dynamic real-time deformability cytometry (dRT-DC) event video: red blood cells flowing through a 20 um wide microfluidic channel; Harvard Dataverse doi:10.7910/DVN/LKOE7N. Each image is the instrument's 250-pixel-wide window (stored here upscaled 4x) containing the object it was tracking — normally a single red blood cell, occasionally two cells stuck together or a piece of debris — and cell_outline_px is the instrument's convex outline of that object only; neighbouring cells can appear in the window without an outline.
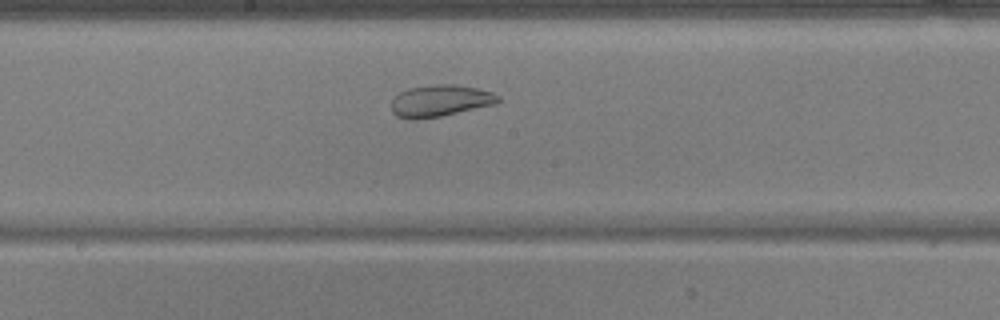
{"species": "common noctule bat (a hibernating species)", "species_latin": "Nyctalus noctula", "temperature_condition": "warm", "stored_images_in_passage": 45, "camera_frame_rate_fps": 3000, "um_per_image_px": 0.085, "animal": {"sex": "male", "body_mass_g": 17.9, "forearm_length_mm": 54.2}, "frame": {"image": 1, "passage_image": 20, "time_ms": 6.333, "image_size_px": [1000, 320], "cell_outline_px": [[500, 100], [496, 104], [440, 116], [416, 120], [408, 120], [396, 116], [392, 112], [392, 100], [400, 92], [408, 88], [436, 84], [456, 84], [476, 88], [492, 92], [500, 96]], "centroid_in_image_um": [37.4, 8.57], "position_along_channel_um": 210.8, "area_um2": 19.83}}
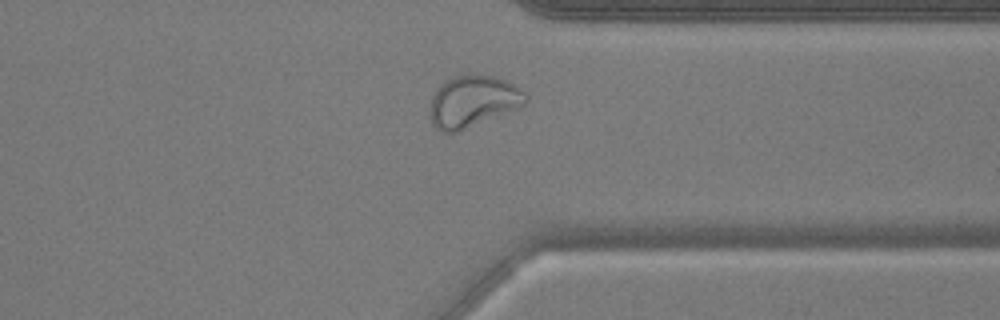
{"frame": {"image": 2, "passage_image": 33, "time_ms": 10.667, "image_size_px": [1000, 320], "cell_outline_px": [[528, 100], [524, 104], [460, 132], [440, 132], [432, 124], [428, 116], [432, 96], [436, 88], [444, 80], [452, 76], [492, 76], [504, 80], [520, 88], [528, 96]], "centroid_in_image_um": [40.12, 8.64], "position_along_channel_um": 371.3, "area_um2": 28.61}}
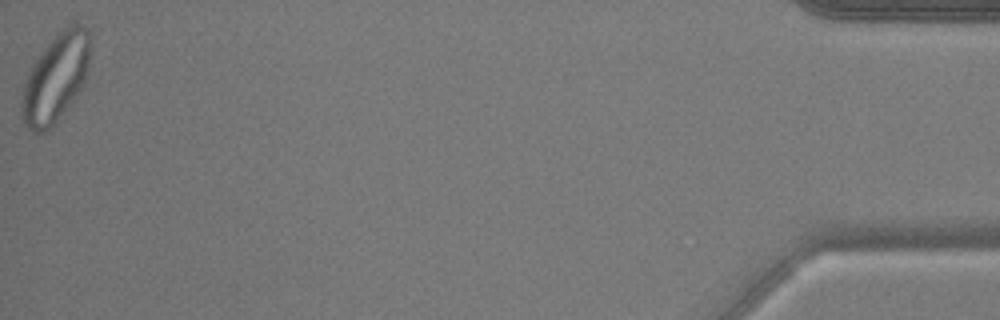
{"frame": {"image": 3, "passage_image": 45, "time_ms": 14.667, "image_size_px": [1000, 320], "cell_outline_px": [[88, 68], [84, 84], [76, 96], [56, 124], [48, 132], [32, 132], [24, 124], [20, 108], [20, 100], [24, 84], [28, 72], [32, 64], [56, 32], [68, 24], [76, 24], [84, 28], [88, 32]], "centroid_in_image_um": [4.69, 6.69], "position_along_channel_um": 430.5, "area_um2": 35.32}, "authors_computed_cell_mechanics": {"area_um2": 26.7036, "velocity_mm_per_s": 3.7252, "shape_relaxation_time_tau1_ms": null, "shape_relaxation_time_tau2_ms": 1.446, "deformation_change_tau1": null, "deformation_change_tau2": 0.0452}}